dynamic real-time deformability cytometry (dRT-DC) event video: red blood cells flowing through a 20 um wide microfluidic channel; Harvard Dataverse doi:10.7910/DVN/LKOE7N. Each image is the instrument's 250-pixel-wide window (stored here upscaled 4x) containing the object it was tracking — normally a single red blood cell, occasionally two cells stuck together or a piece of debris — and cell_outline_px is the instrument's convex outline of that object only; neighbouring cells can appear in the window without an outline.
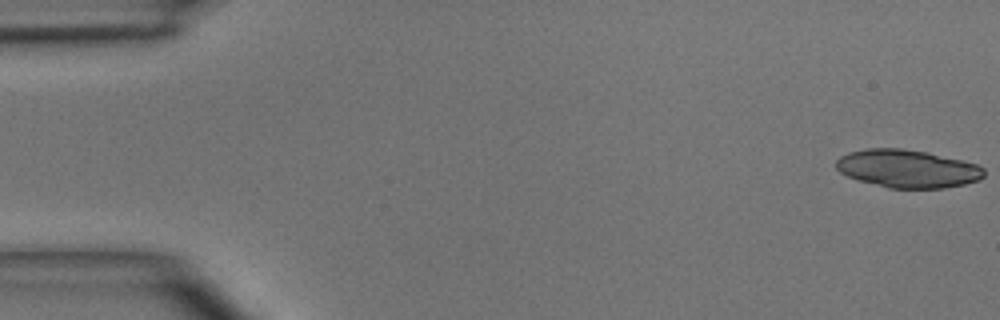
{"species": "common noctule bat (a hibernating species)", "species_latin": "Nyctalus noctula", "temperature_condition": "room temperature", "stored_images_in_passage": 4, "camera_frame_rate_fps": 3000, "um_per_image_px": 0.085, "animal": {"sex": "male", "body_mass_g": 15.6}, "frame": {"image": 1, "passage_image": 1, "time_ms": 0.0, "image_size_px": [1000, 320], "cell_outline_px": [[984, 176], [980, 180], [964, 184], [944, 188], [888, 188], [860, 180], [848, 176], [840, 172], [836, 168], [836, 160], [840, 156], [848, 152], [868, 148], [904, 148], [928, 152], [976, 164], [984, 168]], "centroid_in_image_um": [77.13, 14.33], "position_along_channel_um": 7.9, "area_um2": 32.71}}